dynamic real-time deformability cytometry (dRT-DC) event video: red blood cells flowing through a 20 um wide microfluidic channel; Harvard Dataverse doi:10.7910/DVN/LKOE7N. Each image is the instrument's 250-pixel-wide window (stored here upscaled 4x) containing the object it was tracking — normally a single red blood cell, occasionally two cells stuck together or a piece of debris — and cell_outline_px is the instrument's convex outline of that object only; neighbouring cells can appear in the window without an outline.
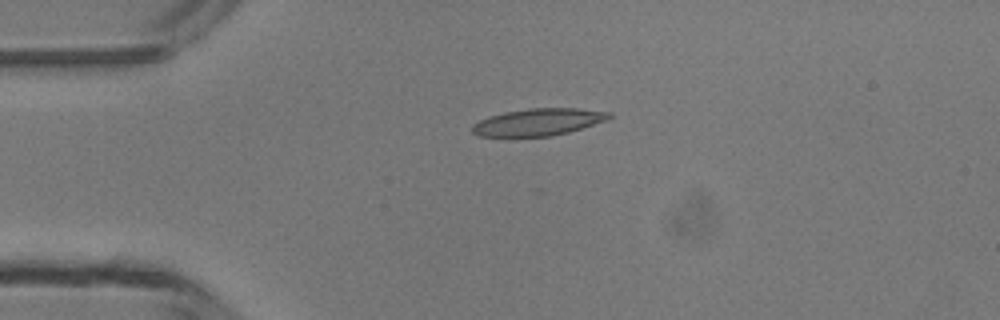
{"species": "common noctule bat (a hibernating species)", "species_latin": "Nyctalus noctula", "temperature_condition": "room temperature", "stored_images_in_passage": 7, "camera_frame_rate_fps": 3000, "um_per_image_px": 0.085, "animal": {"sex": "male", "body_mass_g": 13.3}, "frame": {"image": 1, "passage_image": 4, "time_ms": 3.333, "image_size_px": [1000, 320], "cell_outline_px": [[612, 116], [608, 120], [568, 132], [548, 136], [480, 136], [472, 132], [472, 124], [488, 116], [504, 112], [528, 108], [576, 108], [612, 112]], "centroid_in_image_um": [45.76, 10.36], "position_along_channel_um": 39.2, "area_um2": 21.56}}
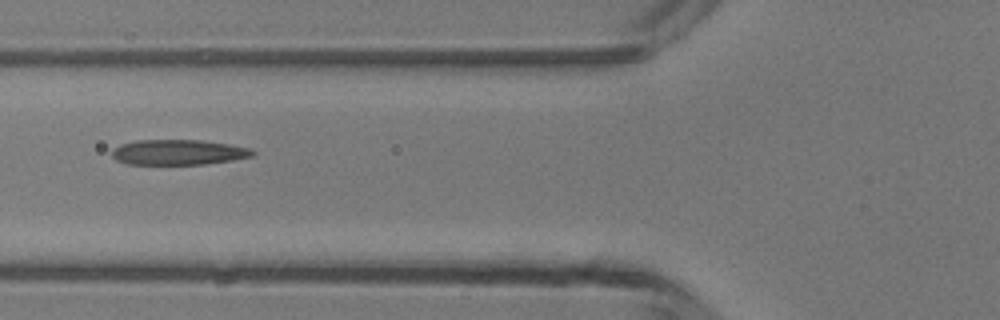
{"frame": {"image": 2, "passage_image": 6, "time_ms": 5.667, "image_size_px": [1000, 320], "cell_outline_px": [[256, 152], [252, 156], [232, 160], [204, 164], [124, 164], [116, 160], [112, 156], [112, 148], [120, 144], [136, 140], [204, 140], [252, 148]], "centroid_in_image_um": [15.14, 12.94], "position_along_channel_um": 110.7, "area_um2": 20.87}}
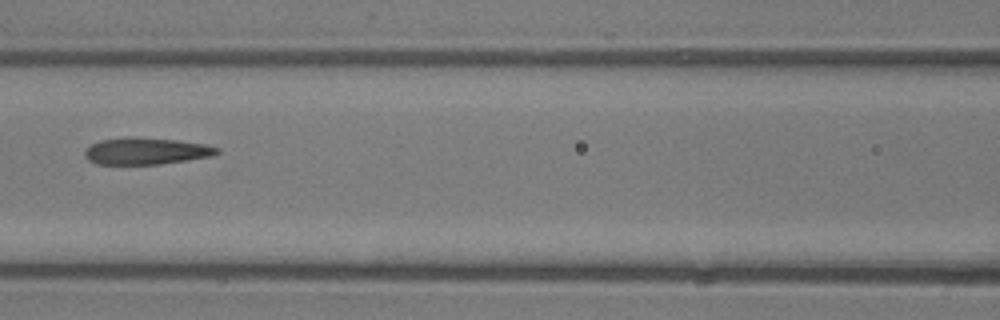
{"frame": {"image": 3, "passage_image": 7, "time_ms": 6.667, "image_size_px": [1000, 320], "cell_outline_px": [[220, 152], [212, 156], [188, 160], [160, 164], [96, 164], [88, 160], [84, 156], [84, 152], [92, 144], [100, 140], [176, 140], [208, 144], [220, 148]], "centroid_in_image_um": [12.5, 12.89], "position_along_channel_um": 154.1, "area_um2": 19.71}}